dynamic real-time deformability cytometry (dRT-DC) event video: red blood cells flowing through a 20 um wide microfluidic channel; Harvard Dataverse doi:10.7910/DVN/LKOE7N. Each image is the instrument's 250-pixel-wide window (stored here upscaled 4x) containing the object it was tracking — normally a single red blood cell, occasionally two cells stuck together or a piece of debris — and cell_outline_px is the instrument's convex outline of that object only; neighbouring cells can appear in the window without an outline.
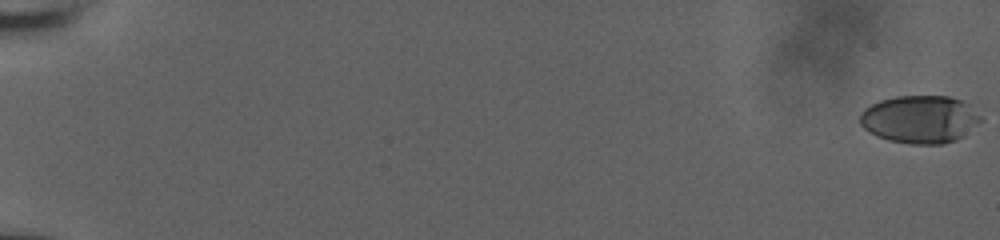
{"species": "human", "species_latin": "Homo sapiens", "temperature_condition": "room temperature", "stored_images_in_passage": 58, "camera_frame_rate_fps": 3000, "um_per_image_px": 0.085, "donor": {"sex": "male"}, "frame": {"image": 1, "passage_image": 1, "time_ms": 0.0, "image_size_px": [1000, 240], "cell_outline_px": [[984, 120], [964, 136], [956, 140], [940, 144], [912, 144], [888, 140], [876, 136], [868, 132], [860, 124], [860, 112], [864, 108], [880, 100], [896, 96], [948, 96], [960, 100], [968, 104]], "centroid_in_image_um": [78.19, 10.14], "position_along_channel_um": 6.8, "area_um2": 33.81}}
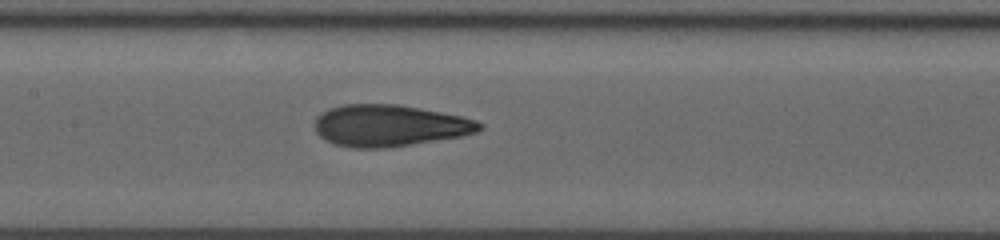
{"frame": {"image": 2, "passage_image": 32, "time_ms": 10.333, "image_size_px": [1000, 240], "cell_outline_px": [[484, 128], [476, 132], [460, 136], [412, 144], [384, 148], [352, 148], [336, 144], [320, 136], [316, 132], [316, 116], [328, 108], [344, 104], [396, 104], [440, 112], [460, 116], [476, 120], [484, 124]], "centroid_in_image_um": [33.1, 10.67], "position_along_channel_um": 174.3, "area_um2": 39.71}}
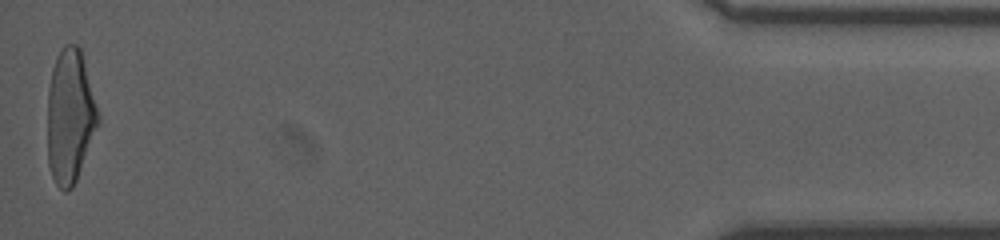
{"frame": {"image": 3, "passage_image": 58, "time_ms": 19.0, "image_size_px": [1000, 240], "cell_outline_px": [[100, 120], [76, 180], [72, 188], [68, 192], [64, 192], [56, 184], [52, 176], [48, 164], [48, 88], [52, 68], [56, 56], [64, 44], [76, 44], [80, 48], [100, 116]], "centroid_in_image_um": [5.94, 9.88], "position_along_channel_um": 429.3, "area_um2": 39.42}, "authors_computed_cell_mechanics": {"area_um2": 38.6393, "velocity_mm_per_s": 3.8976, "shape_relaxation_time_tau1_ms": 5.7754, "shape_relaxation_time_tau2_ms": 1.3163, "deformation_change_tau1": 0.2182, "deformation_change_tau2": 0.0939}}